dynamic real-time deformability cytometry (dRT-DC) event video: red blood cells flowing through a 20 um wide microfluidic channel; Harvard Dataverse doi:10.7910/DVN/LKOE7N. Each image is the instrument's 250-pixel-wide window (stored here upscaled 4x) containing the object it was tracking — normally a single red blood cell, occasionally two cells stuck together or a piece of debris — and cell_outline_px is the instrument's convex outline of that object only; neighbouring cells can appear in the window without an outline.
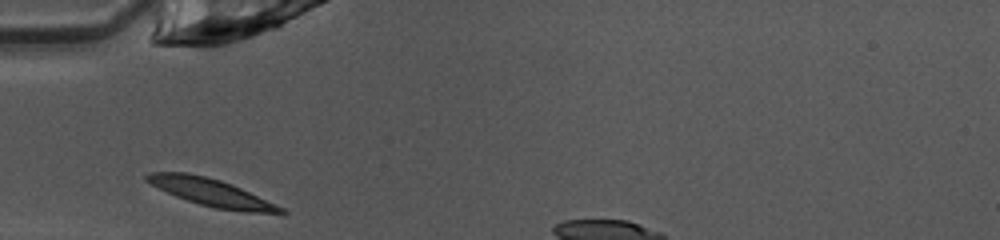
{"species": "common noctule bat (a hibernating species)", "species_latin": "Nyctalus noctula", "temperature_condition": "warm", "stored_images_in_passage": 26, "camera_frame_rate_fps": 3000, "um_per_image_px": 0.085, "animal": {"sex": "female", "body_mass_g": 10.0, "forearm_length_mm": 53.1}, "frame": {"image": 1, "passage_image": 1, "time_ms": 0.0, "image_size_px": [1000, 240], "cell_outline_px": [[288, 212], [284, 216], [244, 212], [216, 208], [200, 204], [176, 196], [144, 180], [144, 176], [148, 172], [188, 172], [208, 176], [232, 184], [276, 204], [284, 208]], "centroid_in_image_um": [18.08, 16.38], "position_along_channel_um": 66.9, "area_um2": 21.73}}
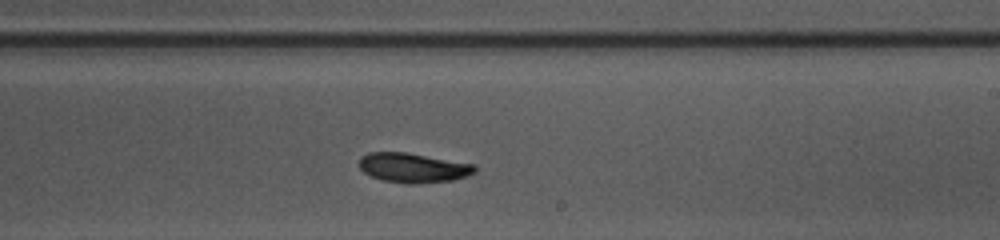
{"frame": {"image": 2, "passage_image": 15, "time_ms": 4.667, "image_size_px": [1000, 240], "cell_outline_px": [[476, 172], [468, 176], [452, 180], [412, 184], [384, 180], [372, 176], [364, 172], [360, 168], [360, 156], [368, 152], [408, 152], [476, 164]], "centroid_in_image_um": [35.16, 14.24], "position_along_channel_um": 253.8, "area_um2": 20.0}}
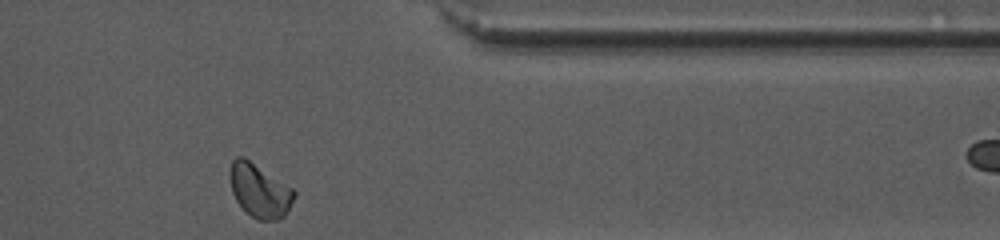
{"frame": {"image": 3, "passage_image": 26, "time_ms": 8.333, "image_size_px": [1000, 240], "cell_outline_px": [[296, 196], [284, 216], [280, 220], [256, 220], [236, 200], [232, 192], [228, 176], [228, 172], [232, 160], [236, 156], [244, 156], [292, 188], [296, 192]], "centroid_in_image_um": [22.04, 16.18], "position_along_channel_um": 389.4, "area_um2": 20.11}, "authors_computed_cell_mechanics": {"area_um2": 19.9121, "velocity_mm_per_s": 4.0153, "shape_relaxation_time_tau1_ms": 2.2609, "shape_relaxation_time_tau2_ms": 8.6383, "deformation_change_tau1": 0.1219, "deformation_change_tau2": 0.0628}}